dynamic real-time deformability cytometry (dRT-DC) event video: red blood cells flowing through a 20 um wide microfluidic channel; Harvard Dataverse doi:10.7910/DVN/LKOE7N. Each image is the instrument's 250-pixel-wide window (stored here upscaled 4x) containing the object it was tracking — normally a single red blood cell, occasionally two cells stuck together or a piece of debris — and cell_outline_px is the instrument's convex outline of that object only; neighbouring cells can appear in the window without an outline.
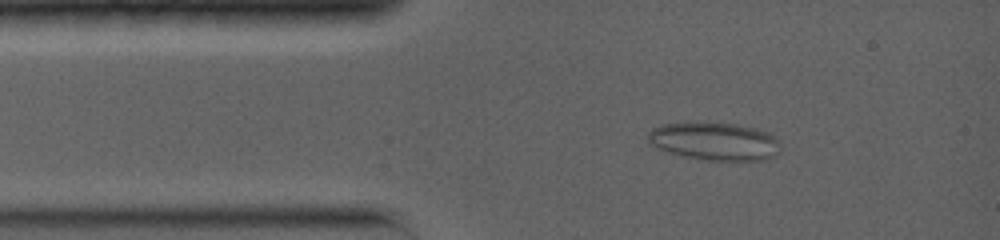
{"species": "common noctule bat (a hibernating species)", "species_latin": "Nyctalus noctula", "temperature_condition": "warm", "stored_images_in_passage": 40, "camera_frame_rate_fps": 5000, "um_per_image_px": 0.085, "animal": {"sex": "female", "body_mass_g": 19.0, "forearm_length_mm": 56.7}, "frame": {"image": 1, "passage_image": 5, "time_ms": 1.2, "image_size_px": [1000, 240], "cell_outline_px": [[780, 144], [776, 156], [764, 160], [700, 160], [668, 152], [656, 148], [648, 144], [648, 132], [652, 128], [664, 124], [704, 120], [736, 124], [756, 128], [768, 132]], "centroid_in_image_um": [60.69, 11.98], "position_along_channel_um": 24.3, "area_um2": 29.94}}
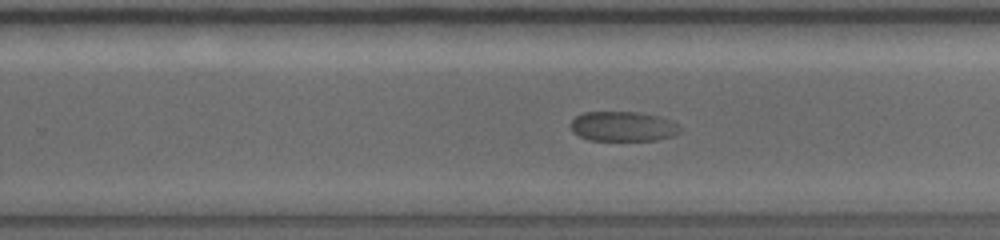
{"frame": {"image": 2, "passage_image": 27, "time_ms": 8.6, "image_size_px": [1000, 240], "cell_outline_px": [[680, 132], [672, 136], [656, 140], [588, 140], [572, 132], [568, 124], [576, 116], [584, 112], [640, 112], [660, 116], [672, 120], [680, 124]], "centroid_in_image_um": [52.96, 10.74], "position_along_channel_um": 276.8, "area_um2": 19.31}}
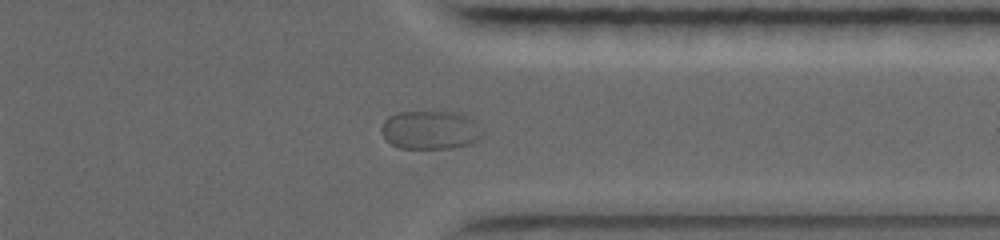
{"frame": {"image": 3, "passage_image": 35, "time_ms": 11.2, "image_size_px": [1000, 240], "cell_outline_px": [[484, 136], [480, 140], [468, 144], [452, 148], [400, 148], [392, 144], [380, 132], [380, 128], [384, 120], [388, 116], [396, 112], [456, 112], [472, 120], [484, 132]], "centroid_in_image_um": [36.57, 11.05], "position_along_channel_um": 374.8, "area_um2": 22.72}}